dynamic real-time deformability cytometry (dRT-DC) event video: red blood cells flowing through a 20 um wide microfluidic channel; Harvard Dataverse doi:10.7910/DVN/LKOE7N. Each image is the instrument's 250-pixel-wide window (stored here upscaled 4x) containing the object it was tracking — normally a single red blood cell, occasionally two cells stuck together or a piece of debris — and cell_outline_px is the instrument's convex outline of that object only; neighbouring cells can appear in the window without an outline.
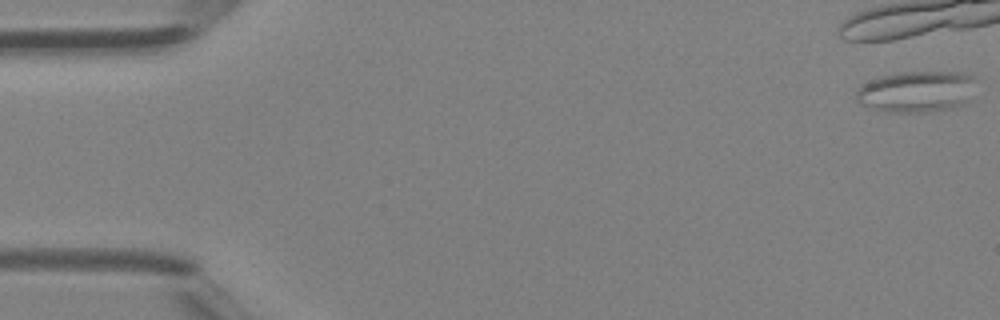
{"species": "Egyptian fruit bat (a non-hibernating species)", "species_latin": "Rousettus aegyptiacus", "temperature_condition": "room temperature", "stored_images_in_passage": 21, "camera_frame_rate_fps": 3000, "um_per_image_px": 0.085, "animal": {"sex": "female"}, "frame": {"image": 1, "passage_image": 1, "time_ms": 0.0, "image_size_px": [1000, 320], "cell_outline_px": [[976, 76], [968, 100], [964, 104], [952, 108], [924, 112], [888, 112], [860, 104], [856, 100], [856, 92], [860, 84], [880, 76], [900, 72], [960, 72]], "centroid_in_image_um": [77.88, 7.77], "position_along_channel_um": 7.1, "area_um2": 28.84}}